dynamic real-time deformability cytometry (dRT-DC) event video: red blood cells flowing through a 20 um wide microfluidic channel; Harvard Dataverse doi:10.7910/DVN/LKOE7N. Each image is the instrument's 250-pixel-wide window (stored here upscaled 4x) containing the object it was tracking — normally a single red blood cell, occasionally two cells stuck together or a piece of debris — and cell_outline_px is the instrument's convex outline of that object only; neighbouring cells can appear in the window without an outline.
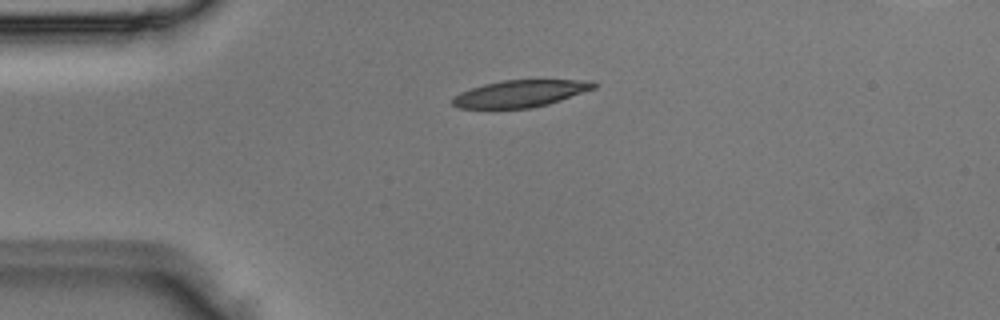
{"species": "Egyptian fruit bat (a non-hibernating species)", "species_latin": "Rousettus aegyptiacus", "temperature_condition": "room temperature", "stored_images_in_passage": 1, "camera_frame_rate_fps": 3000, "um_per_image_px": 0.085, "animal": {"sex": "male"}, "frame": {"image": 1, "passage_image": 1, "time_ms": 0.0, "image_size_px": [1000, 320], "cell_outline_px": [[596, 88], [548, 104], [532, 108], [460, 108], [452, 104], [452, 96], [460, 92], [484, 84], [500, 80], [592, 80], [596, 84]], "centroid_in_image_um": [44.22, 7.95], "position_along_channel_um": 40.8, "area_um2": 22.14}}